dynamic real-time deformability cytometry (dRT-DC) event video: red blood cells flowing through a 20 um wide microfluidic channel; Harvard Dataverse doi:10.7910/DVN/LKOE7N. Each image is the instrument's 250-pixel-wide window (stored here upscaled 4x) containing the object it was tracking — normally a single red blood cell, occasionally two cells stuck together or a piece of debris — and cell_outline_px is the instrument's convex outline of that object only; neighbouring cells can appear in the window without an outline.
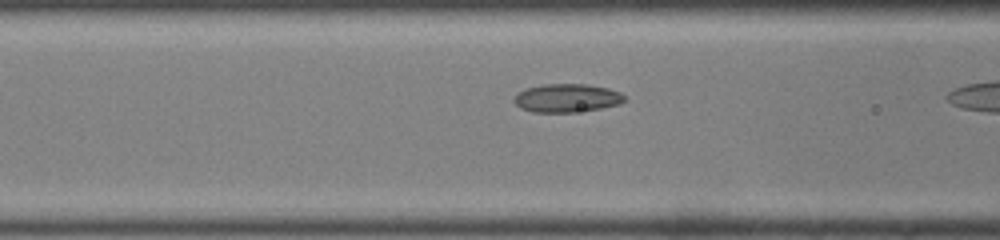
{"species": "common noctule bat (a hibernating species)", "species_latin": "Nyctalus noctula", "temperature_condition": "room temperature", "stored_images_in_passage": 8, "camera_frame_rate_fps": 3000, "um_per_image_px": 0.085, "animal": {"sex": "male", "body_mass_g": 19.0, "forearm_length_mm": 50.8}, "frame": {"image": 1, "passage_image": 7, "time_ms": 2.0, "image_size_px": [1000, 240], "cell_outline_px": [[624, 100], [620, 104], [600, 108], [572, 112], [532, 112], [520, 108], [512, 100], [524, 88], [544, 84], [588, 84], [608, 88], [620, 92], [624, 96]], "centroid_in_image_um": [48.17, 8.33], "position_along_channel_um": 118.4, "area_um2": 18.21}}